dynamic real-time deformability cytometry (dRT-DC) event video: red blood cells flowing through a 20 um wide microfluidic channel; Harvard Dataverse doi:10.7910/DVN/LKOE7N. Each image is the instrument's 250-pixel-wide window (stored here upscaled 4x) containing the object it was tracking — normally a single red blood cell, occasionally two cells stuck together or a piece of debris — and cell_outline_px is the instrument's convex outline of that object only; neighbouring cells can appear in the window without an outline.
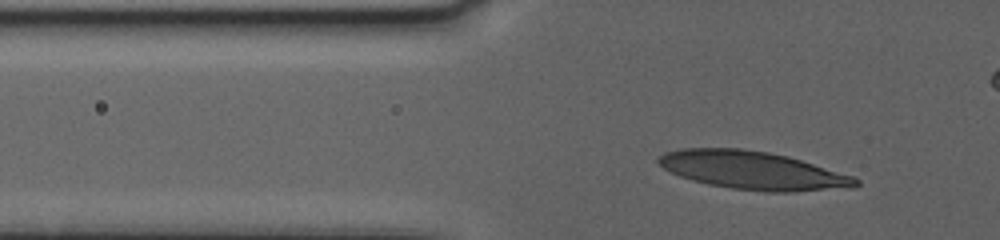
{"species": "human", "species_latin": "Homo sapiens", "temperature_condition": "warm", "stored_images_in_passage": 48, "camera_frame_rate_fps": 3000, "um_per_image_px": 0.085, "donor": {"sex": "female"}, "frame": {"image": 1, "passage_image": 10, "time_ms": 3.0, "image_size_px": [1000, 240], "cell_outline_px": [[860, 184], [856, 188], [796, 192], [764, 192], [732, 188], [708, 184], [692, 180], [680, 176], [664, 168], [656, 160], [664, 152], [684, 148], [740, 148], [768, 152], [788, 156], [852, 176], [860, 180]], "centroid_in_image_um": [64.03, 14.49], "position_along_channel_um": 61.8, "area_um2": 43.93}}
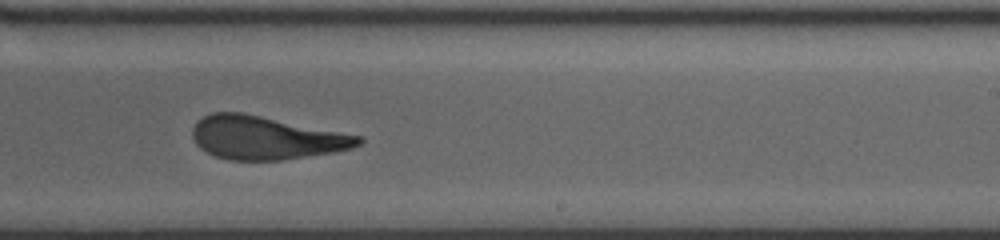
{"frame": {"image": 2, "passage_image": 31, "time_ms": 10.0, "image_size_px": [1000, 240], "cell_outline_px": [[364, 140], [360, 144], [352, 148], [336, 152], [284, 160], [228, 160], [216, 156], [200, 148], [196, 144], [192, 136], [192, 128], [196, 120], [212, 112], [240, 112], [364, 136]], "centroid_in_image_um": [22.61, 11.71], "position_along_channel_um": 266.4, "area_um2": 42.02}}
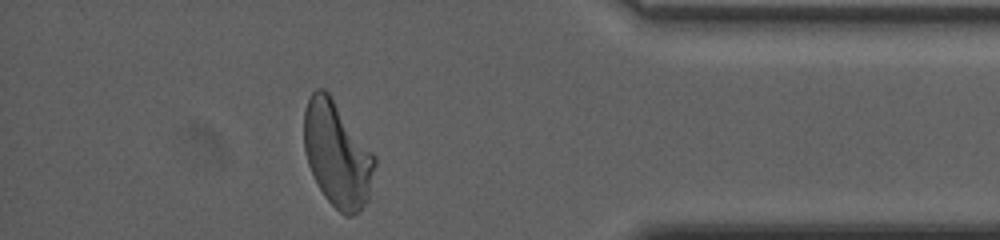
{"frame": {"image": 3, "passage_image": 46, "time_ms": 15.0, "image_size_px": [1000, 240], "cell_outline_px": [[376, 164], [368, 200], [360, 212], [352, 216], [344, 216], [324, 196], [308, 164], [304, 148], [304, 108], [312, 92], [316, 88], [324, 88], [328, 92], [376, 156]], "centroid_in_image_um": [28.67, 13.12], "position_along_channel_um": 406.5, "area_um2": 43.29}, "authors_computed_cell_mechanics": {"area_um2": 42.483, "velocity_mm_per_s": 3.2304, "shape_relaxation_time_tau1_ms": 7.3428, "shape_relaxation_time_tau2_ms": 1.5007, "deformation_change_tau1": 0.2296, "deformation_change_tau2": 0.1013}}